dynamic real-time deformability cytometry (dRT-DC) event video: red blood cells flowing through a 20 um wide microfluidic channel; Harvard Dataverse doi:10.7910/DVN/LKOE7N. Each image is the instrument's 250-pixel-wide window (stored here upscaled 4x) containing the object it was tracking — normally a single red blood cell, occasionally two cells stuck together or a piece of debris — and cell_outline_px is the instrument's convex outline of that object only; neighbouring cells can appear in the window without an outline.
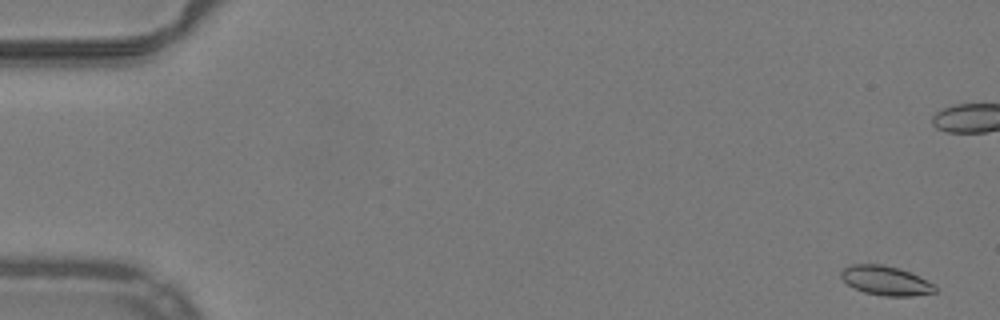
{"species": "common noctule bat (a hibernating species)", "species_latin": "Nyctalus noctula", "temperature_condition": "warm", "stored_images_in_passage": 55, "camera_frame_rate_fps": 3000, "um_per_image_px": 0.085, "animal": {"sex": "male", "body_mass_g": 19.2, "forearm_length_mm": 51.8}, "frame": {"image": 1, "passage_image": 3, "time_ms": 0.667, "image_size_px": [1000, 320], "cell_outline_px": [[936, 292], [912, 296], [884, 296], [864, 292], [848, 284], [840, 276], [840, 272], [844, 268], [852, 264], [884, 264], [920, 276], [936, 284]], "centroid_in_image_um": [75.32, 23.85], "position_along_channel_um": 9.7, "area_um2": 16.01}}
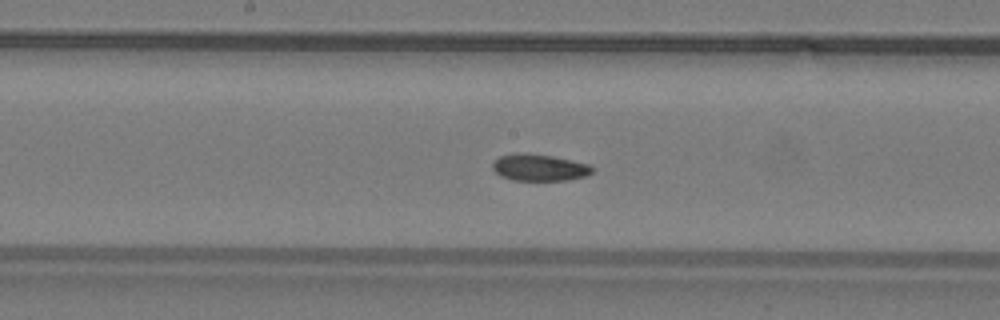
{"frame": {"image": 2, "passage_image": 29, "time_ms": 9.333, "image_size_px": [1000, 320], "cell_outline_px": [[592, 172], [584, 176], [568, 180], [512, 180], [500, 176], [492, 168], [492, 164], [500, 156], [516, 152], [524, 152], [552, 156], [588, 164], [592, 168]], "centroid_in_image_um": [45.79, 14.23], "position_along_channel_um": 202.4, "area_um2": 15.43}}
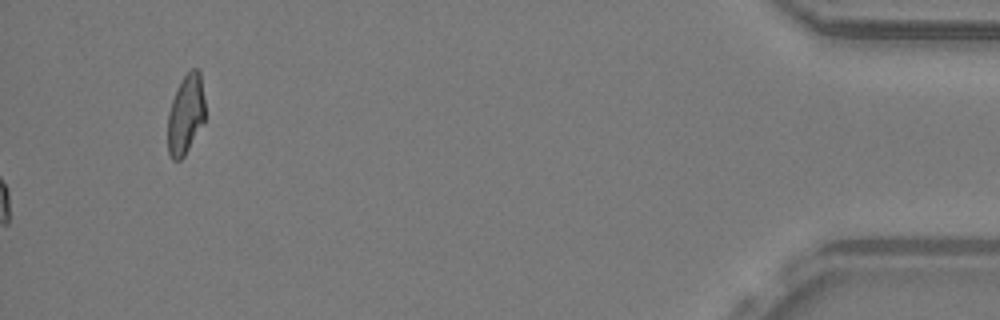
{"frame": {"image": 3, "passage_image": 55, "time_ms": 18.0, "image_size_px": [1000, 320], "cell_outline_px": [[204, 120], [184, 156], [180, 160], [172, 160], [168, 152], [168, 112], [172, 100], [184, 76], [192, 68], [196, 68], [200, 72], [204, 100]], "centroid_in_image_um": [15.77, 9.74], "position_along_channel_um": 419.4, "area_um2": 16.94}, "authors_computed_cell_mechanics": {"area_um2": 15.9528, "velocity_mm_per_s": 3.962, "shape_relaxation_time_tau1_ms": 7.3049, "shape_relaxation_time_tau2_ms": 3.8792, "deformation_change_tau1": 0.1226, "deformation_change_tau2": 0.0732}}